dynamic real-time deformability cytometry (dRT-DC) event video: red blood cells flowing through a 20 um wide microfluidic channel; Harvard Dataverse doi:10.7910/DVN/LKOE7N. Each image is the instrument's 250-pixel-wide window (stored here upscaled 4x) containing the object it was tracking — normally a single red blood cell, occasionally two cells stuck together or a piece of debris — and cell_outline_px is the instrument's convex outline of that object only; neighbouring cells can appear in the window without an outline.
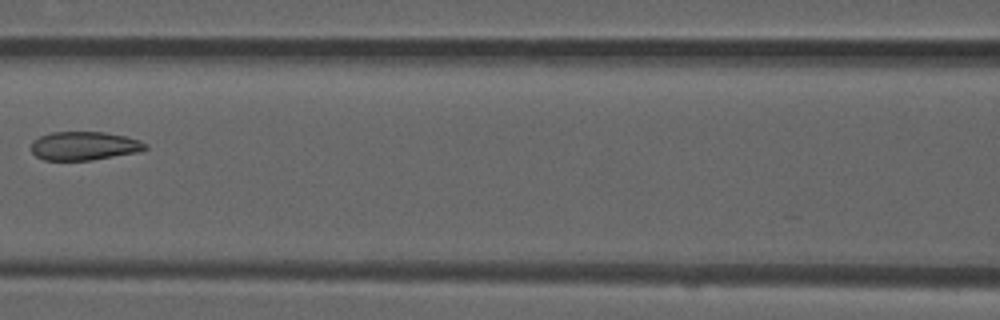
{"species": "common noctule bat (a hibernating species)", "species_latin": "Nyctalus noctula", "temperature_condition": "room temperature", "stored_images_in_passage": 7, "camera_frame_rate_fps": 3000, "um_per_image_px": 0.085, "animal": {"sex": "male", "forearm_length_mm": 52.5}, "frame": {"image": 1, "passage_image": 7, "time_ms": 2.0, "image_size_px": [1000, 320], "cell_outline_px": [[148, 148], [140, 152], [92, 160], [44, 160], [36, 156], [32, 152], [32, 140], [40, 136], [52, 132], [104, 132], [124, 136], [140, 140], [148, 144]], "centroid_in_image_um": [7.18, 12.4], "position_along_channel_um": 159.4, "area_um2": 19.13}}